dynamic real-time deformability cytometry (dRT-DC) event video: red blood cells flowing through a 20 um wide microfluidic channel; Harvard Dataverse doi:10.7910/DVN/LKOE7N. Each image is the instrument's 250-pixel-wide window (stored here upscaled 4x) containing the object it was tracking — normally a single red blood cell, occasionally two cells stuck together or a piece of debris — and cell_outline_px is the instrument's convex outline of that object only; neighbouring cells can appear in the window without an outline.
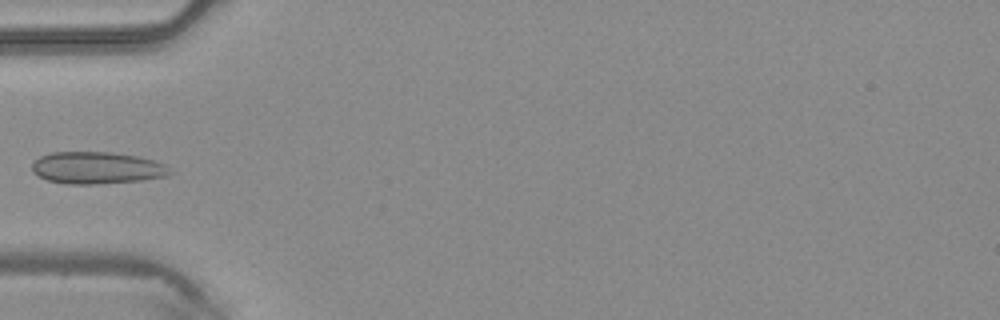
{"species": "common noctule bat (a hibernating species)", "species_latin": "Nyctalus noctula", "temperature_condition": "warm", "stored_images_in_passage": 5, "camera_frame_rate_fps": 3000, "um_per_image_px": 0.085, "animal": {"sex": "male", "body_mass_g": 20.4}, "frame": {"image": 1, "passage_image": 5, "time_ms": 1.333, "image_size_px": [1000, 320], "cell_outline_px": [[172, 172], [168, 176], [140, 180], [96, 184], [68, 184], [48, 180], [32, 172], [32, 164], [40, 156], [52, 152], [112, 152], [136, 156], [152, 160], [164, 164]], "centroid_in_image_um": [8.22, 14.27], "position_along_channel_um": 76.8, "area_um2": 25.55}}